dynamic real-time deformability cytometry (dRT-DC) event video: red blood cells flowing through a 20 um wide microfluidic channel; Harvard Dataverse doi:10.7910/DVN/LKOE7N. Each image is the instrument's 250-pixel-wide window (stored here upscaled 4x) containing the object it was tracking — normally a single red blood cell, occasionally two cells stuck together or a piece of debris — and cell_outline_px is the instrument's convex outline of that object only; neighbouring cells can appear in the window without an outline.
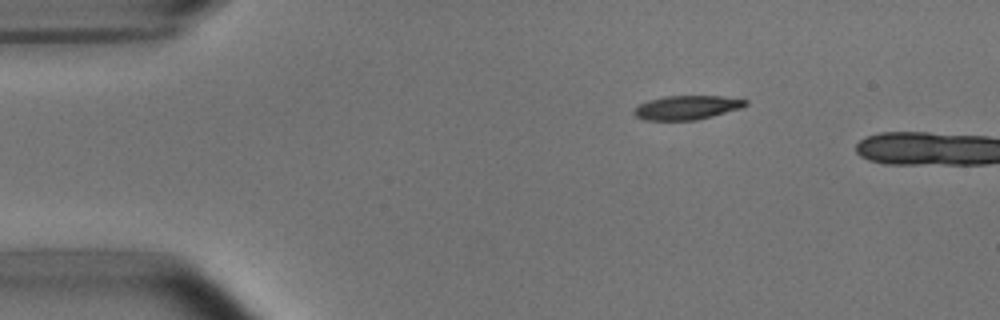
{"species": "common noctule bat (a hibernating species)", "species_latin": "Nyctalus noctula", "temperature_condition": "room temperature", "stored_images_in_passage": 2, "camera_frame_rate_fps": 3000, "um_per_image_px": 0.085, "animal": {"sex": "male", "body_mass_g": 15.6}, "frame": {"image": 1, "passage_image": 1, "time_ms": 0.0, "image_size_px": [1000, 320], "cell_outline_px": [[748, 104], [740, 108], [712, 116], [696, 120], [644, 120], [636, 116], [632, 112], [640, 104], [648, 100], [664, 96], [720, 96], [748, 100]], "centroid_in_image_um": [58.37, 9.14], "position_along_channel_um": 26.6, "area_um2": 15.49}}